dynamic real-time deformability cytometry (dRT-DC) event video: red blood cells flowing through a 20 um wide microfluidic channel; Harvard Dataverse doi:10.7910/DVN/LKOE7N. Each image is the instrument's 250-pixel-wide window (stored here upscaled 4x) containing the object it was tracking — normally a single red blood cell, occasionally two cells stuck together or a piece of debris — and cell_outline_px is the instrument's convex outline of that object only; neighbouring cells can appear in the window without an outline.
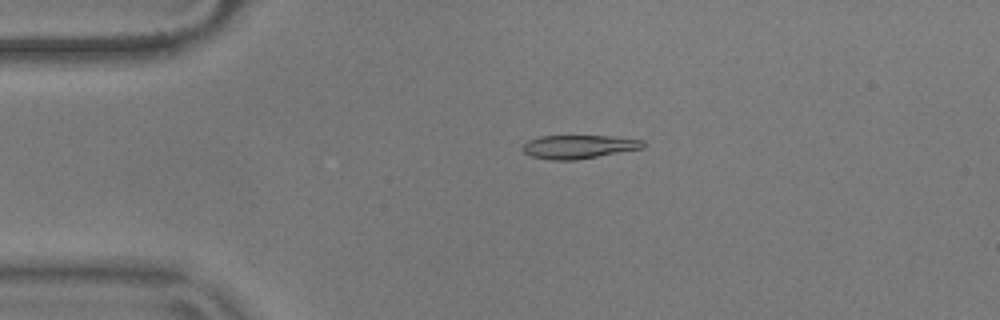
{"species": "common noctule bat (a hibernating species)", "species_latin": "Nyctalus noctula", "temperature_condition": "warm", "stored_images_in_passage": 55, "camera_frame_rate_fps": 3000, "um_per_image_px": 0.085, "animal": {"sex": "male", "body_mass_g": 17.9}, "frame": {"image": 1, "passage_image": 12, "time_ms": 3.667, "image_size_px": [1000, 320], "cell_outline_px": [[644, 148], [576, 160], [552, 160], [532, 156], [524, 152], [520, 148], [528, 140], [540, 136], [612, 136], [644, 140]], "centroid_in_image_um": [49.19, 12.47], "position_along_channel_um": 35.8, "area_um2": 16.53}}
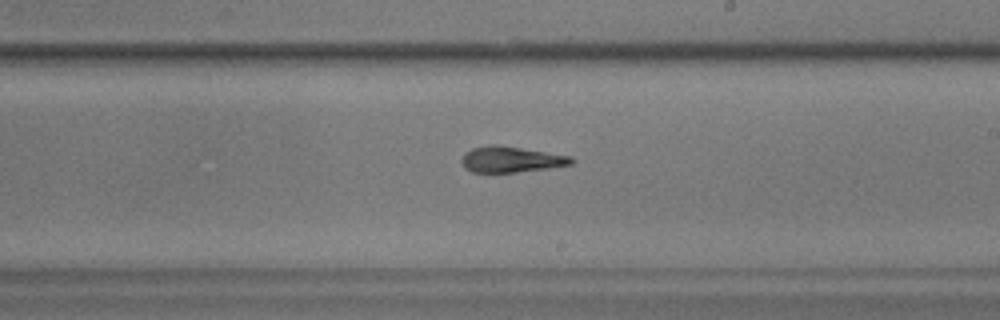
{"frame": {"image": 2, "passage_image": 32, "time_ms": 10.333, "image_size_px": [1000, 320], "cell_outline_px": [[576, 160], [572, 164], [548, 168], [516, 172], [472, 172], [464, 168], [460, 160], [464, 152], [472, 148], [488, 144], [496, 144], [572, 156]], "centroid_in_image_um": [43.41, 13.54], "position_along_channel_um": 245.6, "area_um2": 16.7}}
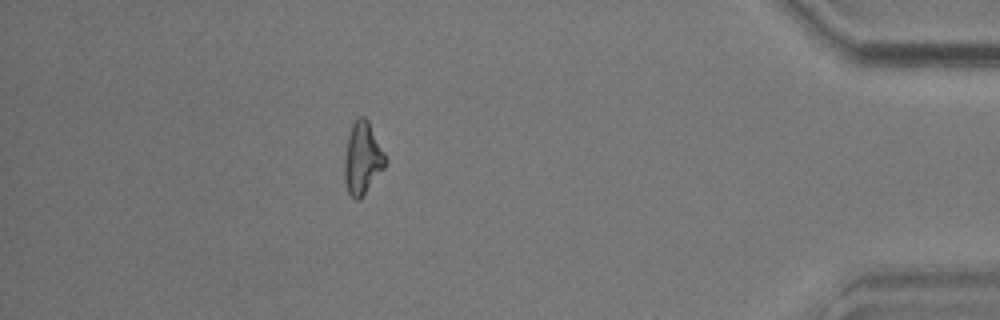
{"frame": {"image": 3, "passage_image": 49, "time_ms": 16.0, "image_size_px": [1000, 320], "cell_outline_px": [[388, 160], [384, 168], [360, 200], [356, 200], [348, 192], [344, 180], [344, 160], [348, 136], [352, 124], [360, 116], [364, 116], [368, 120]], "centroid_in_image_um": [30.81, 13.47], "position_along_channel_um": 404.4, "area_um2": 17.17}, "authors_computed_cell_mechanics": {"area_um2": 16.8198, "velocity_mm_per_s": 3.6425, "shape_relaxation_time_tau1_ms": 5.2318, "shape_relaxation_time_tau2_ms": 2.7389, "deformation_change_tau1": 0.1847, "deformation_change_tau2": 0.1195}}